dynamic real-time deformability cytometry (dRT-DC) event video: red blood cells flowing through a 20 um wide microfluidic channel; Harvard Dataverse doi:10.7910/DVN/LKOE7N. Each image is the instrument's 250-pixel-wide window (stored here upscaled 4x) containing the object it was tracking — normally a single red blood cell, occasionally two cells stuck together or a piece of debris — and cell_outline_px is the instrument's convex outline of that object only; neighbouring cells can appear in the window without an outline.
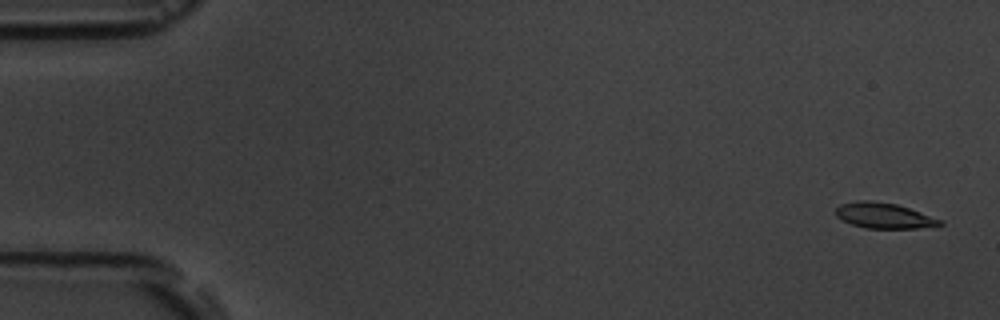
{"species": "common noctule bat (a hibernating species)", "species_latin": "Nyctalus noctula", "temperature_condition": "room temperature", "stored_images_in_passage": 5, "segment_of_instrument_passage": [1, 2], "camera_frame_rate_fps": 3000, "um_per_image_px": 0.085, "animal": {"sex": "male", "body_mass_g": 19.5, "forearm_length_mm": 54.6}, "frame": {"image": 1, "passage_image": 1, "time_ms": 0.0, "image_size_px": [1000, 320], "cell_outline_px": [[944, 224], [916, 228], [864, 228], [852, 224], [836, 216], [836, 208], [840, 204], [856, 200], [872, 200], [896, 204], [944, 220]], "centroid_in_image_um": [75.12, 18.31], "position_along_channel_um": 9.9, "area_um2": 15.43}}